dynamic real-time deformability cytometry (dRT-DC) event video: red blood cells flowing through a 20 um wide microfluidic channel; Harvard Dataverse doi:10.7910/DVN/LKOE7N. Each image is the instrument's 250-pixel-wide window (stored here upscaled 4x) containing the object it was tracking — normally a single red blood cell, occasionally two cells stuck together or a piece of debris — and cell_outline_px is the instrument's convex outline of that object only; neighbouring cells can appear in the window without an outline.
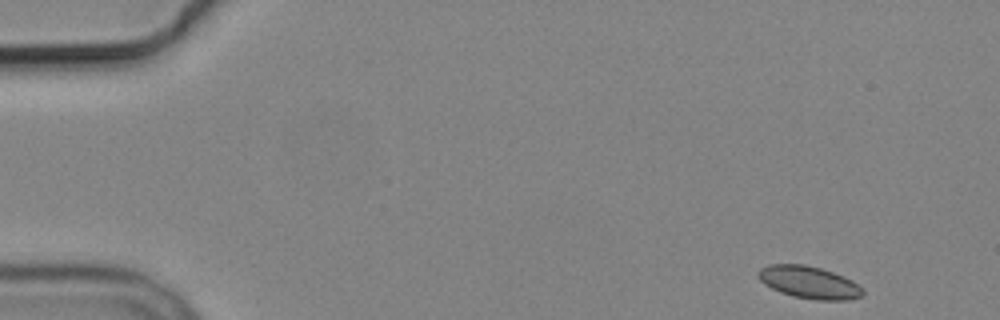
{"species": "common noctule bat (a hibernating species)", "species_latin": "Nyctalus noctula", "temperature_condition": "cold", "stored_images_in_passage": 12, "camera_frame_rate_fps": 3000, "um_per_image_px": 0.085, "animal": {"sex": "male", "body_mass_g": 19.2, "forearm_length_mm": 51.8}, "frame": {"image": 1, "passage_image": 1, "time_ms": 0.0, "image_size_px": [1000, 320], "cell_outline_px": [[864, 292], [860, 296], [848, 300], [816, 300], [792, 296], [780, 292], [764, 284], [760, 280], [756, 272], [760, 268], [768, 264], [804, 264], [820, 268], [844, 276], [852, 280], [864, 288]], "centroid_in_image_um": [68.76, 23.99], "position_along_channel_um": 16.2, "area_um2": 19.83}}
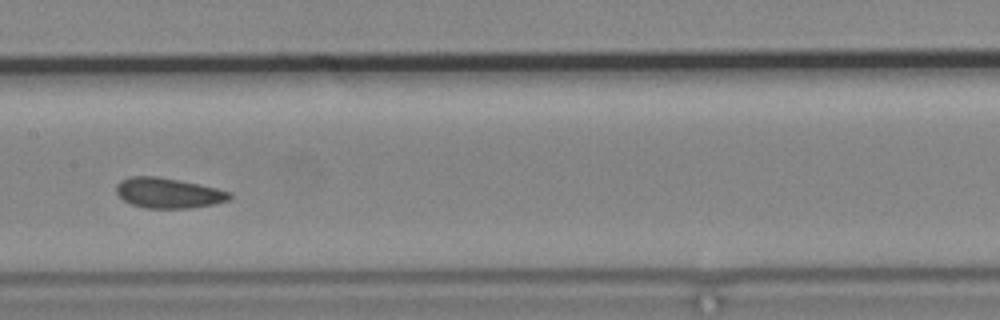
{"frame": {"image": 2, "passage_image": 7, "time_ms": 8.0, "image_size_px": [1000, 320], "cell_outline_px": [[232, 196], [228, 200], [212, 204], [188, 208], [144, 208], [132, 204], [124, 200], [116, 192], [116, 184], [120, 180], [132, 176], [156, 176], [180, 180], [216, 188], [232, 192]], "centroid_in_image_um": [14.29, 16.4], "position_along_channel_um": 193.1, "area_um2": 19.88}}
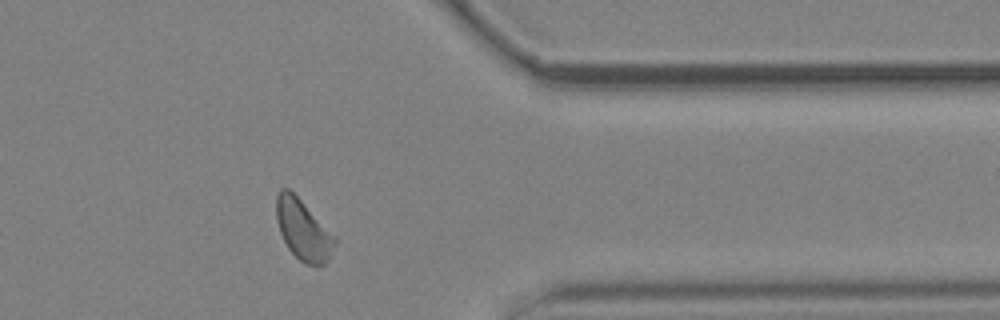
{"frame": {"image": 3, "passage_image": 12, "time_ms": 13.667, "image_size_px": [1000, 320], "cell_outline_px": [[336, 244], [324, 264], [316, 268], [304, 264], [288, 248], [280, 232], [276, 220], [276, 196], [280, 188], [288, 188], [336, 236]], "centroid_in_image_um": [25.76, 19.56], "position_along_channel_um": 385.6, "area_um2": 20.52}, "authors_computed_cell_mechanics": {"area_um2": 19.8543, "velocity_mm_per_s": 3.6427, "shape_relaxation_time_tau1_ms": 6.8253, "shape_relaxation_time_tau2_ms": 0.4179, "deformation_change_tau1": 0.0727, "deformation_change_tau2": 0.0309}}